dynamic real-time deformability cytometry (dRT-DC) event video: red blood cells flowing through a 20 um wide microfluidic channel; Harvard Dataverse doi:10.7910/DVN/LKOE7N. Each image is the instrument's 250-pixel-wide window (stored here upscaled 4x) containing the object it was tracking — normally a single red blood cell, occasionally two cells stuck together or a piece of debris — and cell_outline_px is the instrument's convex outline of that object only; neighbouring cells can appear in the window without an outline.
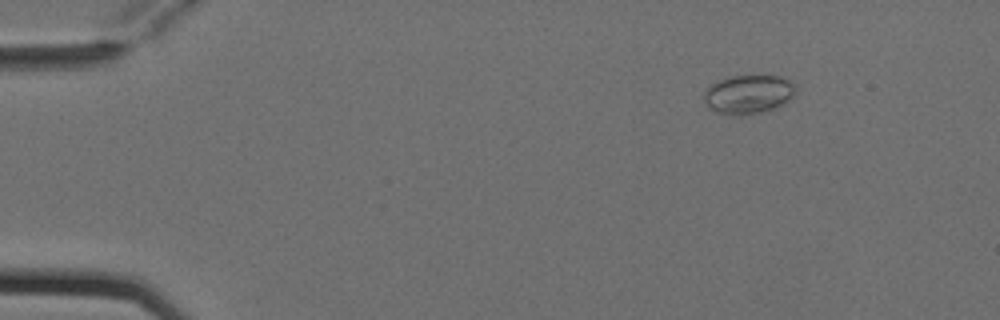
{"species": "Egyptian fruit bat (a non-hibernating species)", "species_latin": "Rousettus aegyptiacus", "temperature_condition": "cold", "stored_images_in_passage": 3, "camera_frame_rate_fps": 3000, "um_per_image_px": 0.085, "animal": {"sex": "female"}, "frame": {"image": 1, "passage_image": 1, "time_ms": 0.0, "image_size_px": [1000, 320], "cell_outline_px": [[796, 88], [792, 96], [784, 104], [760, 112], [740, 116], [716, 112], [704, 100], [704, 92], [716, 80], [732, 76], [780, 76], [788, 80]], "centroid_in_image_um": [63.6, 8.01], "position_along_channel_um": 21.4, "area_um2": 20.4}}